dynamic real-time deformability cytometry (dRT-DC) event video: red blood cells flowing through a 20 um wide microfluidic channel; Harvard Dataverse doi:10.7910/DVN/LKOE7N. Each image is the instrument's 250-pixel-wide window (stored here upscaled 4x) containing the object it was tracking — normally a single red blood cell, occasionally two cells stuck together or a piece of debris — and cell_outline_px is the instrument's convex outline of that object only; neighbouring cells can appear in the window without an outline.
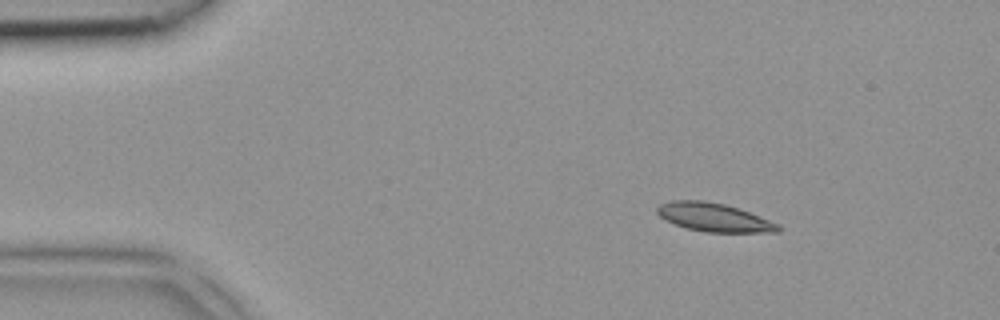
{"species": "common noctule bat (a hibernating species)", "species_latin": "Nyctalus noctula", "temperature_condition": "room temperature", "stored_images_in_passage": 3, "camera_frame_rate_fps": 3000, "um_per_image_px": 0.085, "animal": {"sex": "female", "body_mass_g": 18.4}, "frame": {"image": 1, "passage_image": 1, "time_ms": 0.0, "image_size_px": [1000, 320], "cell_outline_px": [[780, 232], [704, 232], [688, 228], [676, 224], [660, 216], [656, 212], [656, 208], [660, 204], [672, 200], [704, 200], [724, 204], [748, 212], [780, 224]], "centroid_in_image_um": [60.69, 18.47], "position_along_channel_um": 24.3, "area_um2": 19.83}}